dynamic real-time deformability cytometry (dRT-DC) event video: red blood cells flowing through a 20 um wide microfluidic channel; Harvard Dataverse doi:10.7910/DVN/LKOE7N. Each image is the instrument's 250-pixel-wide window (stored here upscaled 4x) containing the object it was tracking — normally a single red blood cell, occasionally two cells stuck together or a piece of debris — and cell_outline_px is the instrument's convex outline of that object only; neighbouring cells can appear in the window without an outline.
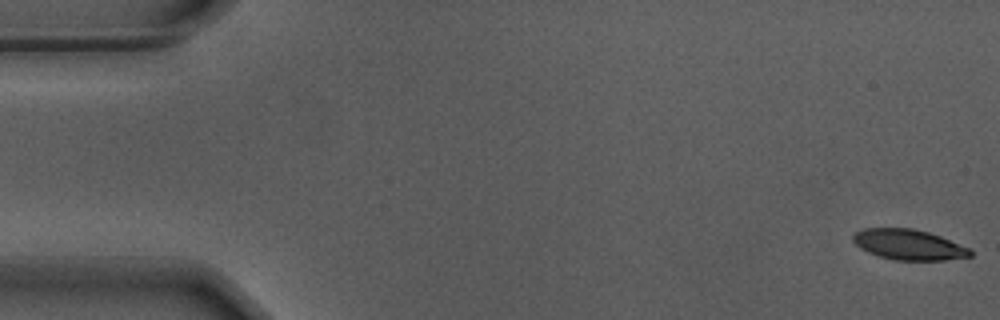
{"species": "Egyptian fruit bat (a non-hibernating species)", "species_latin": "Rousettus aegyptiacus", "temperature_condition": "warm", "stored_images_in_passage": 56, "camera_frame_rate_fps": 3000, "um_per_image_px": 0.085, "animal": {"sex": "male"}, "frame": {"image": 1, "passage_image": 1, "time_ms": 0.0, "image_size_px": [1000, 320], "cell_outline_px": [[972, 256], [944, 260], [892, 260], [868, 252], [860, 248], [852, 240], [852, 236], [856, 232], [864, 228], [912, 228], [928, 232], [940, 236], [968, 248], [972, 252]], "centroid_in_image_um": [77.21, 20.79], "position_along_channel_um": 7.8, "area_um2": 20.63}}
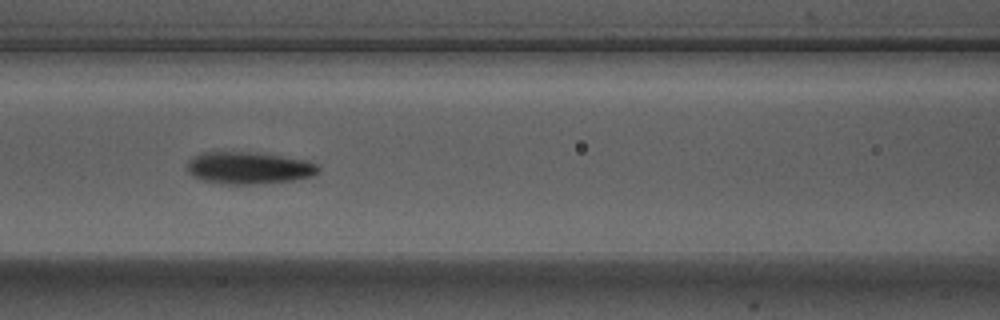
{"frame": {"image": 2, "passage_image": 24, "time_ms": 7.667, "image_size_px": [1000, 320], "cell_outline_px": [[320, 172], [312, 176], [292, 180], [256, 184], [220, 184], [200, 180], [192, 176], [188, 172], [188, 160], [192, 156], [204, 152], [248, 152], [280, 156], [308, 160], [316, 164], [320, 168]], "centroid_in_image_um": [21.12, 14.28], "position_along_channel_um": 145.5, "area_um2": 24.62}}
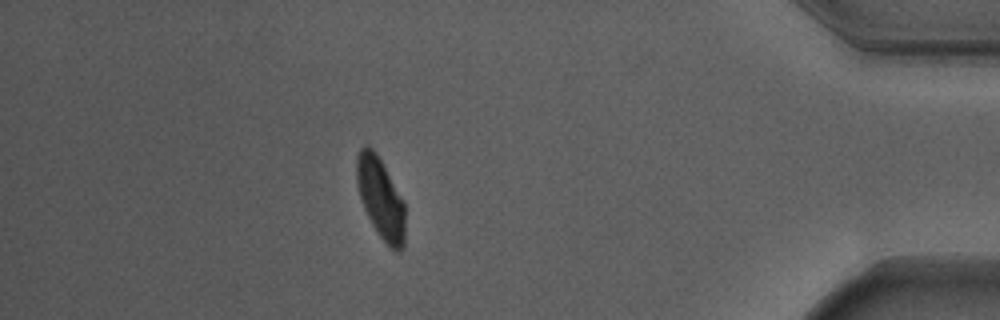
{"frame": {"image": 3, "passage_image": 49, "time_ms": 16.0, "image_size_px": [1000, 320], "cell_outline_px": [[404, 248], [400, 252], [396, 252], [380, 236], [372, 224], [364, 208], [356, 184], [356, 156], [360, 148], [364, 144], [368, 144], [376, 152], [404, 200]], "centroid_in_image_um": [32.34, 16.81], "position_along_channel_um": 402.9, "area_um2": 22.89}, "authors_computed_cell_mechanics": {"area_um2": 23.8136, "velocity_mm_per_s": 3.6745, "shape_relaxation_time_tau1_ms": 2.5624, "shape_relaxation_time_tau2_ms": 1.8306, "deformation_change_tau1": 0.1466, "deformation_change_tau2": 0.0755}}